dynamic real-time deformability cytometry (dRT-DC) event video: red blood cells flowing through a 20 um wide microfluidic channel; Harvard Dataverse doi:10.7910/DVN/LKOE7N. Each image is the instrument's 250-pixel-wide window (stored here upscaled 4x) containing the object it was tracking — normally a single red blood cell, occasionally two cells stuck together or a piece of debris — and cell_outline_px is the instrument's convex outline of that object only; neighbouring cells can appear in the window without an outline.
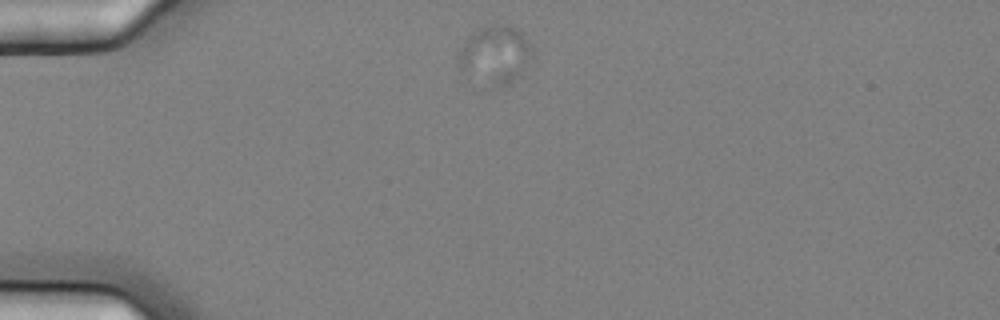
{"species": "common noctule bat (a hibernating species)", "species_latin": "Nyctalus noctula", "temperature_condition": "cold", "stored_images_in_passage": 2, "camera_frame_rate_fps": 3000, "um_per_image_px": 0.085, "animal": {"sex": "female", "body_mass_g": 25.1}, "frame": {"image": 1, "passage_image": 1, "time_ms": 0.0, "image_size_px": [1000, 320], "cell_outline_px": [[532, 56], [520, 76], [508, 84], [500, 88], [460, 72], [456, 68], [456, 60], [460, 48], [472, 32], [480, 28], [496, 24], [512, 24], [524, 36], [532, 48]], "centroid_in_image_um": [42.05, 4.65], "position_along_channel_um": 42.9, "area_um2": 25.2}}